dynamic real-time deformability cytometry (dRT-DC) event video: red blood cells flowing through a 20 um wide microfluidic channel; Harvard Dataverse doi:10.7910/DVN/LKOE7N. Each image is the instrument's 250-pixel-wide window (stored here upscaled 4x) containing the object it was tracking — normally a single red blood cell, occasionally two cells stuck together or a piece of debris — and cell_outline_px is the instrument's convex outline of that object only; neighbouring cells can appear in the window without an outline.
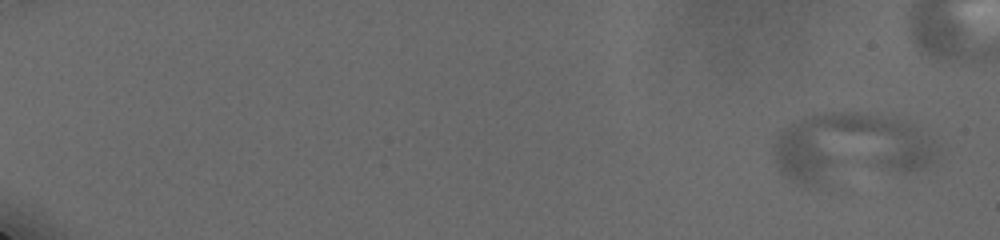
{"species": "human", "species_latin": "Homo sapiens", "temperature_condition": "cold", "stored_images_in_passage": 18, "camera_frame_rate_fps": 3000, "um_per_image_px": 0.085, "donor": {"sex": "male"}, "frame": {"image": 1, "passage_image": 1, "time_ms": 0.0, "image_size_px": [1000, 240], "cell_outline_px": [[932, 140], [928, 160], [920, 168], [904, 172], [820, 184], [796, 184], [780, 168], [776, 160], [772, 144], [780, 132], [784, 128], [808, 116], [828, 112], [860, 112], [892, 116], [920, 128]], "centroid_in_image_um": [72.19, 12.53], "position_along_channel_um": 12.8, "area_um2": 64.97}}
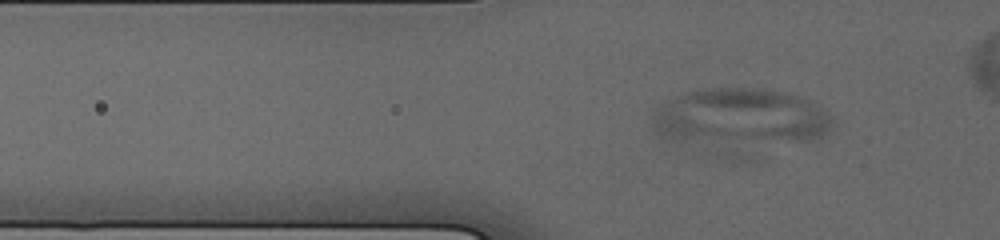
{"frame": {"image": 2, "passage_image": 13, "time_ms": 6.667, "image_size_px": [1000, 240], "cell_outline_px": [[832, 124], [820, 136], [748, 160], [740, 160], [724, 156], [656, 136], [652, 128], [652, 116], [656, 108], [668, 100], [688, 92], [712, 88], [756, 88], [780, 92], [796, 96], [828, 112], [832, 116]], "centroid_in_image_um": [62.84, 10.3], "position_along_channel_um": 63.0, "area_um2": 67.8}}